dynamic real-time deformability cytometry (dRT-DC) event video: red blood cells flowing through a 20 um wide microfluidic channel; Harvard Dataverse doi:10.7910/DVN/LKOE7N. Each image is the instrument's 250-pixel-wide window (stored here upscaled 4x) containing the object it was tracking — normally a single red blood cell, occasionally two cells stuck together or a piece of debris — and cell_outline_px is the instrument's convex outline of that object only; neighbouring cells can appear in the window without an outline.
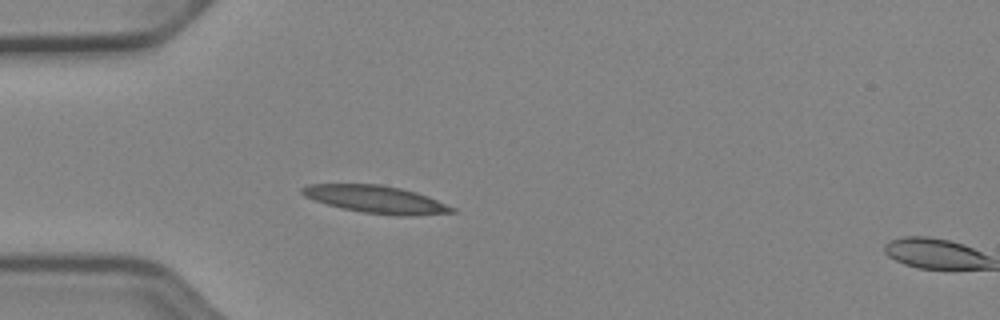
{"species": "Egyptian fruit bat (a non-hibernating species)", "species_latin": "Rousettus aegyptiacus", "temperature_condition": "cold", "stored_images_in_passage": 10, "camera_frame_rate_fps": 3000, "um_per_image_px": 0.085, "animal": {"sex": "female"}, "frame": {"image": 1, "passage_image": 9, "time_ms": 2.667, "image_size_px": [1000, 320], "cell_outline_px": [[456, 212], [416, 216], [396, 216], [364, 212], [344, 208], [328, 204], [304, 196], [300, 192], [300, 188], [308, 184], [380, 184], [400, 188], [416, 192], [428, 196], [456, 208]], "centroid_in_image_um": [32.0, 16.95], "position_along_channel_um": 53.0, "area_um2": 23.99}}